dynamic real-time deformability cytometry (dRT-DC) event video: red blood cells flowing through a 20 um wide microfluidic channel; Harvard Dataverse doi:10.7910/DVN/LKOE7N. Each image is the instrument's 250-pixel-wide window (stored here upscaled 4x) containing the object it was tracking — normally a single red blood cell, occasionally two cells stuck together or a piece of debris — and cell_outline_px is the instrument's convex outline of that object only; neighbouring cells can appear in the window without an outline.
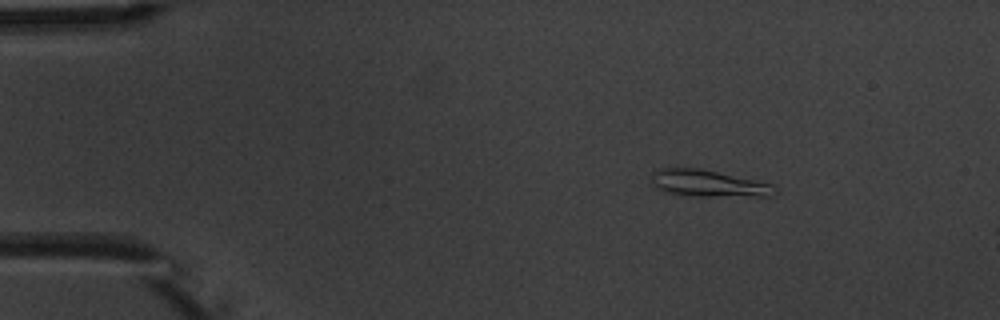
{"species": "common noctule bat (a hibernating species)", "species_latin": "Nyctalus noctula", "temperature_condition": "warm", "stored_images_in_passage": 3, "camera_frame_rate_fps": 3000, "um_per_image_px": 0.085, "animal": {"sex": "male", "body_mass_g": 20.1, "forearm_length_mm": 53.5}, "frame": {"image": 1, "passage_image": 1, "time_ms": 0.0, "image_size_px": [1000, 320], "cell_outline_px": [[776, 192], [772, 196], [688, 196], [664, 192], [656, 188], [652, 184], [652, 172], [660, 168], [700, 168], [772, 184], [776, 188]], "centroid_in_image_um": [60.17, 15.6], "position_along_channel_um": 24.8, "area_um2": 19.25}}